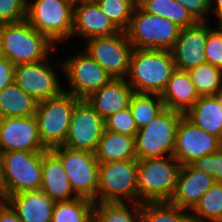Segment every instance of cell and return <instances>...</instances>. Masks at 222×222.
<instances>
[{
    "mask_svg": "<svg viewBox=\"0 0 222 222\" xmlns=\"http://www.w3.org/2000/svg\"><path fill=\"white\" fill-rule=\"evenodd\" d=\"M120 30L102 12L96 2L87 1L74 6L73 29L71 38H83L84 41L95 37H107Z\"/></svg>",
    "mask_w": 222,
    "mask_h": 222,
    "instance_id": "cell-18",
    "label": "cell"
},
{
    "mask_svg": "<svg viewBox=\"0 0 222 222\" xmlns=\"http://www.w3.org/2000/svg\"><path fill=\"white\" fill-rule=\"evenodd\" d=\"M210 9L217 20L216 25L222 26V0H210Z\"/></svg>",
    "mask_w": 222,
    "mask_h": 222,
    "instance_id": "cell-42",
    "label": "cell"
},
{
    "mask_svg": "<svg viewBox=\"0 0 222 222\" xmlns=\"http://www.w3.org/2000/svg\"><path fill=\"white\" fill-rule=\"evenodd\" d=\"M141 208L149 215L150 222H192L190 211L170 201L143 202Z\"/></svg>",
    "mask_w": 222,
    "mask_h": 222,
    "instance_id": "cell-33",
    "label": "cell"
},
{
    "mask_svg": "<svg viewBox=\"0 0 222 222\" xmlns=\"http://www.w3.org/2000/svg\"><path fill=\"white\" fill-rule=\"evenodd\" d=\"M4 51H3V48L1 46V42H0V59L4 58Z\"/></svg>",
    "mask_w": 222,
    "mask_h": 222,
    "instance_id": "cell-45",
    "label": "cell"
},
{
    "mask_svg": "<svg viewBox=\"0 0 222 222\" xmlns=\"http://www.w3.org/2000/svg\"><path fill=\"white\" fill-rule=\"evenodd\" d=\"M47 150L40 140L35 115L0 119V152Z\"/></svg>",
    "mask_w": 222,
    "mask_h": 222,
    "instance_id": "cell-16",
    "label": "cell"
},
{
    "mask_svg": "<svg viewBox=\"0 0 222 222\" xmlns=\"http://www.w3.org/2000/svg\"><path fill=\"white\" fill-rule=\"evenodd\" d=\"M85 42L83 50L113 78H126L134 49L126 31H120L112 36L91 38Z\"/></svg>",
    "mask_w": 222,
    "mask_h": 222,
    "instance_id": "cell-12",
    "label": "cell"
},
{
    "mask_svg": "<svg viewBox=\"0 0 222 222\" xmlns=\"http://www.w3.org/2000/svg\"><path fill=\"white\" fill-rule=\"evenodd\" d=\"M185 116L222 141V103L217 95L200 96Z\"/></svg>",
    "mask_w": 222,
    "mask_h": 222,
    "instance_id": "cell-24",
    "label": "cell"
},
{
    "mask_svg": "<svg viewBox=\"0 0 222 222\" xmlns=\"http://www.w3.org/2000/svg\"><path fill=\"white\" fill-rule=\"evenodd\" d=\"M76 55L70 56L63 62L57 63L56 67L61 69L69 84L65 92L71 93L78 99H86L93 92L108 84L113 77L91 58L84 50L79 49Z\"/></svg>",
    "mask_w": 222,
    "mask_h": 222,
    "instance_id": "cell-10",
    "label": "cell"
},
{
    "mask_svg": "<svg viewBox=\"0 0 222 222\" xmlns=\"http://www.w3.org/2000/svg\"><path fill=\"white\" fill-rule=\"evenodd\" d=\"M218 98L220 99L221 103H222V88L219 91V93L217 94Z\"/></svg>",
    "mask_w": 222,
    "mask_h": 222,
    "instance_id": "cell-46",
    "label": "cell"
},
{
    "mask_svg": "<svg viewBox=\"0 0 222 222\" xmlns=\"http://www.w3.org/2000/svg\"><path fill=\"white\" fill-rule=\"evenodd\" d=\"M73 16L66 0H27L26 21L56 46L71 37Z\"/></svg>",
    "mask_w": 222,
    "mask_h": 222,
    "instance_id": "cell-6",
    "label": "cell"
},
{
    "mask_svg": "<svg viewBox=\"0 0 222 222\" xmlns=\"http://www.w3.org/2000/svg\"><path fill=\"white\" fill-rule=\"evenodd\" d=\"M0 42L5 58L15 66L44 61L51 55L50 51L59 48L26 20L1 24Z\"/></svg>",
    "mask_w": 222,
    "mask_h": 222,
    "instance_id": "cell-2",
    "label": "cell"
},
{
    "mask_svg": "<svg viewBox=\"0 0 222 222\" xmlns=\"http://www.w3.org/2000/svg\"><path fill=\"white\" fill-rule=\"evenodd\" d=\"M133 94L134 90L129 86L126 79L113 78L86 99L95 111L103 119H106L111 114L127 109Z\"/></svg>",
    "mask_w": 222,
    "mask_h": 222,
    "instance_id": "cell-22",
    "label": "cell"
},
{
    "mask_svg": "<svg viewBox=\"0 0 222 222\" xmlns=\"http://www.w3.org/2000/svg\"><path fill=\"white\" fill-rule=\"evenodd\" d=\"M104 123L106 130L116 133L135 136L138 131L129 107L125 110L109 115L106 119H104Z\"/></svg>",
    "mask_w": 222,
    "mask_h": 222,
    "instance_id": "cell-35",
    "label": "cell"
},
{
    "mask_svg": "<svg viewBox=\"0 0 222 222\" xmlns=\"http://www.w3.org/2000/svg\"><path fill=\"white\" fill-rule=\"evenodd\" d=\"M15 65L7 58L0 59V91L14 82Z\"/></svg>",
    "mask_w": 222,
    "mask_h": 222,
    "instance_id": "cell-40",
    "label": "cell"
},
{
    "mask_svg": "<svg viewBox=\"0 0 222 222\" xmlns=\"http://www.w3.org/2000/svg\"><path fill=\"white\" fill-rule=\"evenodd\" d=\"M0 222H21L16 212L5 200L0 202Z\"/></svg>",
    "mask_w": 222,
    "mask_h": 222,
    "instance_id": "cell-41",
    "label": "cell"
},
{
    "mask_svg": "<svg viewBox=\"0 0 222 222\" xmlns=\"http://www.w3.org/2000/svg\"><path fill=\"white\" fill-rule=\"evenodd\" d=\"M181 164L173 156L138 159L137 188L139 203L170 201Z\"/></svg>",
    "mask_w": 222,
    "mask_h": 222,
    "instance_id": "cell-4",
    "label": "cell"
},
{
    "mask_svg": "<svg viewBox=\"0 0 222 222\" xmlns=\"http://www.w3.org/2000/svg\"><path fill=\"white\" fill-rule=\"evenodd\" d=\"M204 54L207 63L222 70V26L214 24L206 38Z\"/></svg>",
    "mask_w": 222,
    "mask_h": 222,
    "instance_id": "cell-36",
    "label": "cell"
},
{
    "mask_svg": "<svg viewBox=\"0 0 222 222\" xmlns=\"http://www.w3.org/2000/svg\"><path fill=\"white\" fill-rule=\"evenodd\" d=\"M141 203L95 202L93 222H133Z\"/></svg>",
    "mask_w": 222,
    "mask_h": 222,
    "instance_id": "cell-30",
    "label": "cell"
},
{
    "mask_svg": "<svg viewBox=\"0 0 222 222\" xmlns=\"http://www.w3.org/2000/svg\"><path fill=\"white\" fill-rule=\"evenodd\" d=\"M164 107L185 114L199 99V94L187 71L175 70L161 93Z\"/></svg>",
    "mask_w": 222,
    "mask_h": 222,
    "instance_id": "cell-23",
    "label": "cell"
},
{
    "mask_svg": "<svg viewBox=\"0 0 222 222\" xmlns=\"http://www.w3.org/2000/svg\"><path fill=\"white\" fill-rule=\"evenodd\" d=\"M77 100L63 91L56 97L38 102L35 118L40 140L48 150L64 145Z\"/></svg>",
    "mask_w": 222,
    "mask_h": 222,
    "instance_id": "cell-7",
    "label": "cell"
},
{
    "mask_svg": "<svg viewBox=\"0 0 222 222\" xmlns=\"http://www.w3.org/2000/svg\"><path fill=\"white\" fill-rule=\"evenodd\" d=\"M192 222H222V182H215L190 211Z\"/></svg>",
    "mask_w": 222,
    "mask_h": 222,
    "instance_id": "cell-29",
    "label": "cell"
},
{
    "mask_svg": "<svg viewBox=\"0 0 222 222\" xmlns=\"http://www.w3.org/2000/svg\"><path fill=\"white\" fill-rule=\"evenodd\" d=\"M68 3H70L71 5L75 6V5H78V4H81L83 2H87L89 0H66Z\"/></svg>",
    "mask_w": 222,
    "mask_h": 222,
    "instance_id": "cell-44",
    "label": "cell"
},
{
    "mask_svg": "<svg viewBox=\"0 0 222 222\" xmlns=\"http://www.w3.org/2000/svg\"><path fill=\"white\" fill-rule=\"evenodd\" d=\"M180 30L181 28L169 19L146 13L136 5L126 33L135 49L170 51Z\"/></svg>",
    "mask_w": 222,
    "mask_h": 222,
    "instance_id": "cell-8",
    "label": "cell"
},
{
    "mask_svg": "<svg viewBox=\"0 0 222 222\" xmlns=\"http://www.w3.org/2000/svg\"><path fill=\"white\" fill-rule=\"evenodd\" d=\"M215 182L211 175L194 168L191 164L181 165L176 190L170 202L181 209L191 211Z\"/></svg>",
    "mask_w": 222,
    "mask_h": 222,
    "instance_id": "cell-19",
    "label": "cell"
},
{
    "mask_svg": "<svg viewBox=\"0 0 222 222\" xmlns=\"http://www.w3.org/2000/svg\"><path fill=\"white\" fill-rule=\"evenodd\" d=\"M222 147V141L200 127L185 115L181 118L176 131L173 157L181 165H189L196 159L216 153Z\"/></svg>",
    "mask_w": 222,
    "mask_h": 222,
    "instance_id": "cell-15",
    "label": "cell"
},
{
    "mask_svg": "<svg viewBox=\"0 0 222 222\" xmlns=\"http://www.w3.org/2000/svg\"><path fill=\"white\" fill-rule=\"evenodd\" d=\"M105 129L104 119L95 111L87 99H78L63 146L95 153Z\"/></svg>",
    "mask_w": 222,
    "mask_h": 222,
    "instance_id": "cell-13",
    "label": "cell"
},
{
    "mask_svg": "<svg viewBox=\"0 0 222 222\" xmlns=\"http://www.w3.org/2000/svg\"><path fill=\"white\" fill-rule=\"evenodd\" d=\"M38 102L15 82L0 91V119L34 116Z\"/></svg>",
    "mask_w": 222,
    "mask_h": 222,
    "instance_id": "cell-26",
    "label": "cell"
},
{
    "mask_svg": "<svg viewBox=\"0 0 222 222\" xmlns=\"http://www.w3.org/2000/svg\"><path fill=\"white\" fill-rule=\"evenodd\" d=\"M5 201L21 222H51L55 202L42 190L16 193Z\"/></svg>",
    "mask_w": 222,
    "mask_h": 222,
    "instance_id": "cell-20",
    "label": "cell"
},
{
    "mask_svg": "<svg viewBox=\"0 0 222 222\" xmlns=\"http://www.w3.org/2000/svg\"><path fill=\"white\" fill-rule=\"evenodd\" d=\"M137 5L146 13L169 19L181 29L197 23L176 0H137Z\"/></svg>",
    "mask_w": 222,
    "mask_h": 222,
    "instance_id": "cell-27",
    "label": "cell"
},
{
    "mask_svg": "<svg viewBox=\"0 0 222 222\" xmlns=\"http://www.w3.org/2000/svg\"><path fill=\"white\" fill-rule=\"evenodd\" d=\"M175 70L171 51L134 48L125 79L134 93L161 95Z\"/></svg>",
    "mask_w": 222,
    "mask_h": 222,
    "instance_id": "cell-1",
    "label": "cell"
},
{
    "mask_svg": "<svg viewBox=\"0 0 222 222\" xmlns=\"http://www.w3.org/2000/svg\"><path fill=\"white\" fill-rule=\"evenodd\" d=\"M185 114L164 107L135 135L137 159L173 156L176 131Z\"/></svg>",
    "mask_w": 222,
    "mask_h": 222,
    "instance_id": "cell-5",
    "label": "cell"
},
{
    "mask_svg": "<svg viewBox=\"0 0 222 222\" xmlns=\"http://www.w3.org/2000/svg\"><path fill=\"white\" fill-rule=\"evenodd\" d=\"M94 204L84 197L55 202L51 222H93Z\"/></svg>",
    "mask_w": 222,
    "mask_h": 222,
    "instance_id": "cell-28",
    "label": "cell"
},
{
    "mask_svg": "<svg viewBox=\"0 0 222 222\" xmlns=\"http://www.w3.org/2000/svg\"><path fill=\"white\" fill-rule=\"evenodd\" d=\"M44 152H1L0 195L2 200L16 193L40 190Z\"/></svg>",
    "mask_w": 222,
    "mask_h": 222,
    "instance_id": "cell-3",
    "label": "cell"
},
{
    "mask_svg": "<svg viewBox=\"0 0 222 222\" xmlns=\"http://www.w3.org/2000/svg\"><path fill=\"white\" fill-rule=\"evenodd\" d=\"M133 222H150L149 215L140 208L134 215Z\"/></svg>",
    "mask_w": 222,
    "mask_h": 222,
    "instance_id": "cell-43",
    "label": "cell"
},
{
    "mask_svg": "<svg viewBox=\"0 0 222 222\" xmlns=\"http://www.w3.org/2000/svg\"><path fill=\"white\" fill-rule=\"evenodd\" d=\"M40 190L54 202L70 201L78 197L71 187L60 159L51 150L43 153Z\"/></svg>",
    "mask_w": 222,
    "mask_h": 222,
    "instance_id": "cell-21",
    "label": "cell"
},
{
    "mask_svg": "<svg viewBox=\"0 0 222 222\" xmlns=\"http://www.w3.org/2000/svg\"><path fill=\"white\" fill-rule=\"evenodd\" d=\"M199 96L217 95L222 88V70L210 63L187 71Z\"/></svg>",
    "mask_w": 222,
    "mask_h": 222,
    "instance_id": "cell-31",
    "label": "cell"
},
{
    "mask_svg": "<svg viewBox=\"0 0 222 222\" xmlns=\"http://www.w3.org/2000/svg\"><path fill=\"white\" fill-rule=\"evenodd\" d=\"M50 150L60 159L75 194L97 202L100 162L95 154L65 146Z\"/></svg>",
    "mask_w": 222,
    "mask_h": 222,
    "instance_id": "cell-11",
    "label": "cell"
},
{
    "mask_svg": "<svg viewBox=\"0 0 222 222\" xmlns=\"http://www.w3.org/2000/svg\"><path fill=\"white\" fill-rule=\"evenodd\" d=\"M211 22H197L194 26L180 30L170 50L177 70L188 71L207 62L204 49Z\"/></svg>",
    "mask_w": 222,
    "mask_h": 222,
    "instance_id": "cell-17",
    "label": "cell"
},
{
    "mask_svg": "<svg viewBox=\"0 0 222 222\" xmlns=\"http://www.w3.org/2000/svg\"><path fill=\"white\" fill-rule=\"evenodd\" d=\"M0 170H1V152H0Z\"/></svg>",
    "mask_w": 222,
    "mask_h": 222,
    "instance_id": "cell-47",
    "label": "cell"
},
{
    "mask_svg": "<svg viewBox=\"0 0 222 222\" xmlns=\"http://www.w3.org/2000/svg\"><path fill=\"white\" fill-rule=\"evenodd\" d=\"M27 0H0V25L26 20Z\"/></svg>",
    "mask_w": 222,
    "mask_h": 222,
    "instance_id": "cell-37",
    "label": "cell"
},
{
    "mask_svg": "<svg viewBox=\"0 0 222 222\" xmlns=\"http://www.w3.org/2000/svg\"><path fill=\"white\" fill-rule=\"evenodd\" d=\"M180 2L196 22H210V0H176ZM209 16V17H208Z\"/></svg>",
    "mask_w": 222,
    "mask_h": 222,
    "instance_id": "cell-39",
    "label": "cell"
},
{
    "mask_svg": "<svg viewBox=\"0 0 222 222\" xmlns=\"http://www.w3.org/2000/svg\"><path fill=\"white\" fill-rule=\"evenodd\" d=\"M191 165L211 175L216 182H222V147L216 153L196 159Z\"/></svg>",
    "mask_w": 222,
    "mask_h": 222,
    "instance_id": "cell-38",
    "label": "cell"
},
{
    "mask_svg": "<svg viewBox=\"0 0 222 222\" xmlns=\"http://www.w3.org/2000/svg\"><path fill=\"white\" fill-rule=\"evenodd\" d=\"M138 159L99 163L98 202L139 203Z\"/></svg>",
    "mask_w": 222,
    "mask_h": 222,
    "instance_id": "cell-9",
    "label": "cell"
},
{
    "mask_svg": "<svg viewBox=\"0 0 222 222\" xmlns=\"http://www.w3.org/2000/svg\"><path fill=\"white\" fill-rule=\"evenodd\" d=\"M95 2L120 31L128 29L137 0H97Z\"/></svg>",
    "mask_w": 222,
    "mask_h": 222,
    "instance_id": "cell-34",
    "label": "cell"
},
{
    "mask_svg": "<svg viewBox=\"0 0 222 222\" xmlns=\"http://www.w3.org/2000/svg\"><path fill=\"white\" fill-rule=\"evenodd\" d=\"M129 108L137 128L140 129L164 108V104L159 94L134 93Z\"/></svg>",
    "mask_w": 222,
    "mask_h": 222,
    "instance_id": "cell-32",
    "label": "cell"
},
{
    "mask_svg": "<svg viewBox=\"0 0 222 222\" xmlns=\"http://www.w3.org/2000/svg\"><path fill=\"white\" fill-rule=\"evenodd\" d=\"M94 154L99 162L137 159L135 136L104 129Z\"/></svg>",
    "mask_w": 222,
    "mask_h": 222,
    "instance_id": "cell-25",
    "label": "cell"
},
{
    "mask_svg": "<svg viewBox=\"0 0 222 222\" xmlns=\"http://www.w3.org/2000/svg\"><path fill=\"white\" fill-rule=\"evenodd\" d=\"M50 57L41 62L15 66L14 82L37 102L56 97L64 91L55 65L48 61Z\"/></svg>",
    "mask_w": 222,
    "mask_h": 222,
    "instance_id": "cell-14",
    "label": "cell"
}]
</instances>
